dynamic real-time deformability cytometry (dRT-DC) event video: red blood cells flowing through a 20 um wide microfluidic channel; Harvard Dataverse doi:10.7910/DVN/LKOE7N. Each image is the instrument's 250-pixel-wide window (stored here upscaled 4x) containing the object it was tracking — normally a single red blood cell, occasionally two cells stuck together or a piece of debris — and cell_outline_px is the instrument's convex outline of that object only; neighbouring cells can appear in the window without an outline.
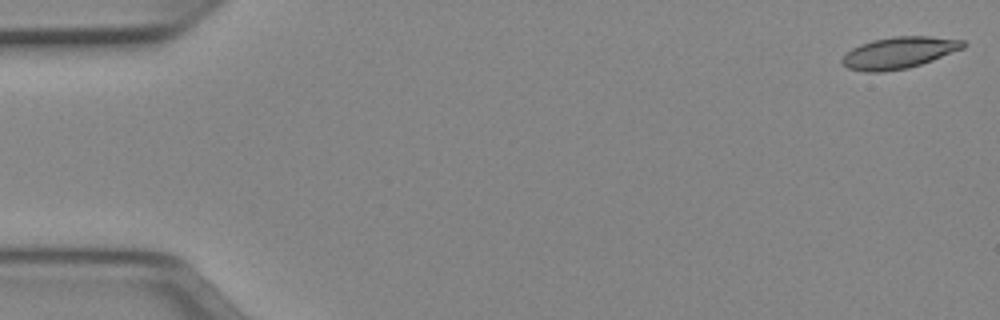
{"species": "Egyptian fruit bat (a non-hibernating species)", "species_latin": "Rousettus aegyptiacus", "temperature_condition": "cold", "stored_images_in_passage": 51, "camera_frame_rate_fps": 3000, "um_per_image_px": 0.085, "animal": {"sex": "female"}, "frame": {"image": 1, "passage_image": 1, "time_ms": 0.0, "image_size_px": [1000, 320], "cell_outline_px": [[968, 44], [964, 48], [932, 60], [908, 68], [884, 72], [864, 72], [848, 68], [840, 64], [840, 60], [852, 48], [860, 44], [872, 40], [896, 36], [928, 36], [964, 40]], "centroid_in_image_um": [76.4, 4.48], "position_along_channel_um": 8.6, "area_um2": 22.37}}
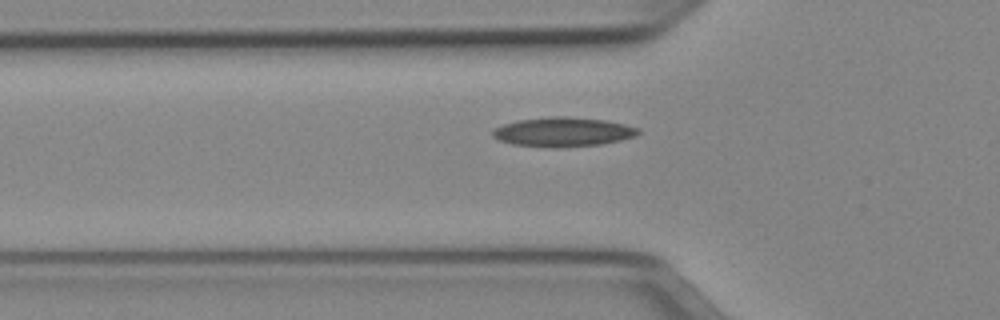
{"frame": {"image": 2, "passage_image": 17, "time_ms": 5.333, "image_size_px": [1000, 320], "cell_outline_px": [[640, 132], [636, 136], [620, 140], [600, 144], [564, 148], [552, 148], [512, 144], [500, 140], [492, 136], [492, 132], [496, 128], [504, 124], [520, 120], [552, 116], [564, 116], [608, 120], [640, 128]], "centroid_in_image_um": [47.89, 11.22], "position_along_channel_um": 77.9, "area_um2": 24.97}}
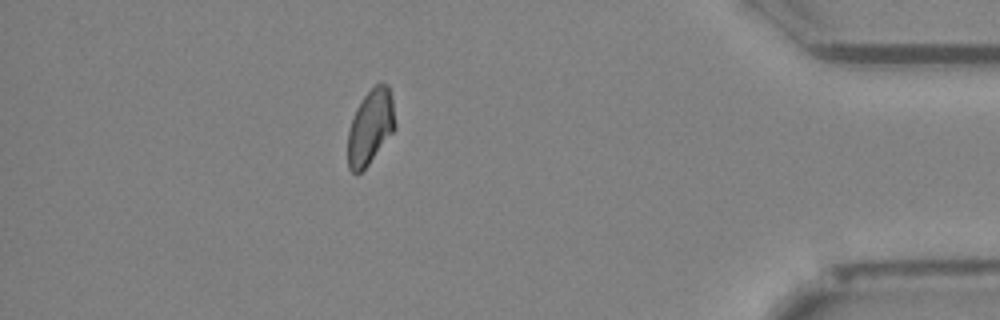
{"frame": {"image": 3, "passage_image": 45, "time_ms": 14.667, "image_size_px": [1000, 320], "cell_outline_px": [[396, 128], [368, 164], [356, 176], [348, 168], [348, 132], [356, 108], [364, 96], [380, 80], [388, 84], [392, 100], [396, 124]], "centroid_in_image_um": [31.49, 10.78], "position_along_channel_um": 403.7, "area_um2": 20.58}}